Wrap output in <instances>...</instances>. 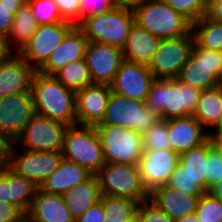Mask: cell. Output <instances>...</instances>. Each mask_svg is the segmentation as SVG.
<instances>
[{
    "label": "cell",
    "mask_w": 222,
    "mask_h": 222,
    "mask_svg": "<svg viewBox=\"0 0 222 222\" xmlns=\"http://www.w3.org/2000/svg\"><path fill=\"white\" fill-rule=\"evenodd\" d=\"M154 80L155 77L147 65L124 60L110 88L118 95L145 102Z\"/></svg>",
    "instance_id": "cell-17"
},
{
    "label": "cell",
    "mask_w": 222,
    "mask_h": 222,
    "mask_svg": "<svg viewBox=\"0 0 222 222\" xmlns=\"http://www.w3.org/2000/svg\"><path fill=\"white\" fill-rule=\"evenodd\" d=\"M206 16L212 21L222 24V0H209Z\"/></svg>",
    "instance_id": "cell-46"
},
{
    "label": "cell",
    "mask_w": 222,
    "mask_h": 222,
    "mask_svg": "<svg viewBox=\"0 0 222 222\" xmlns=\"http://www.w3.org/2000/svg\"><path fill=\"white\" fill-rule=\"evenodd\" d=\"M35 72L19 53L7 52L0 58V98L14 93L31 92Z\"/></svg>",
    "instance_id": "cell-18"
},
{
    "label": "cell",
    "mask_w": 222,
    "mask_h": 222,
    "mask_svg": "<svg viewBox=\"0 0 222 222\" xmlns=\"http://www.w3.org/2000/svg\"><path fill=\"white\" fill-rule=\"evenodd\" d=\"M37 189L33 181L15 174L6 165L0 167V203L18 206L26 213Z\"/></svg>",
    "instance_id": "cell-23"
},
{
    "label": "cell",
    "mask_w": 222,
    "mask_h": 222,
    "mask_svg": "<svg viewBox=\"0 0 222 222\" xmlns=\"http://www.w3.org/2000/svg\"><path fill=\"white\" fill-rule=\"evenodd\" d=\"M26 214L34 222H75L62 195L38 187Z\"/></svg>",
    "instance_id": "cell-24"
},
{
    "label": "cell",
    "mask_w": 222,
    "mask_h": 222,
    "mask_svg": "<svg viewBox=\"0 0 222 222\" xmlns=\"http://www.w3.org/2000/svg\"><path fill=\"white\" fill-rule=\"evenodd\" d=\"M68 125L34 113L14 144L27 151H59L63 149Z\"/></svg>",
    "instance_id": "cell-11"
},
{
    "label": "cell",
    "mask_w": 222,
    "mask_h": 222,
    "mask_svg": "<svg viewBox=\"0 0 222 222\" xmlns=\"http://www.w3.org/2000/svg\"><path fill=\"white\" fill-rule=\"evenodd\" d=\"M7 53L5 48L4 40L0 37V58H2Z\"/></svg>",
    "instance_id": "cell-53"
},
{
    "label": "cell",
    "mask_w": 222,
    "mask_h": 222,
    "mask_svg": "<svg viewBox=\"0 0 222 222\" xmlns=\"http://www.w3.org/2000/svg\"><path fill=\"white\" fill-rule=\"evenodd\" d=\"M9 145L10 143L0 134V167L7 164Z\"/></svg>",
    "instance_id": "cell-47"
},
{
    "label": "cell",
    "mask_w": 222,
    "mask_h": 222,
    "mask_svg": "<svg viewBox=\"0 0 222 222\" xmlns=\"http://www.w3.org/2000/svg\"><path fill=\"white\" fill-rule=\"evenodd\" d=\"M105 222H130L136 217L139 202L125 197L102 195Z\"/></svg>",
    "instance_id": "cell-31"
},
{
    "label": "cell",
    "mask_w": 222,
    "mask_h": 222,
    "mask_svg": "<svg viewBox=\"0 0 222 222\" xmlns=\"http://www.w3.org/2000/svg\"><path fill=\"white\" fill-rule=\"evenodd\" d=\"M213 148L222 156V134H208Z\"/></svg>",
    "instance_id": "cell-49"
},
{
    "label": "cell",
    "mask_w": 222,
    "mask_h": 222,
    "mask_svg": "<svg viewBox=\"0 0 222 222\" xmlns=\"http://www.w3.org/2000/svg\"><path fill=\"white\" fill-rule=\"evenodd\" d=\"M87 43L88 39L75 25L37 71L44 75H54L68 63L84 59Z\"/></svg>",
    "instance_id": "cell-20"
},
{
    "label": "cell",
    "mask_w": 222,
    "mask_h": 222,
    "mask_svg": "<svg viewBox=\"0 0 222 222\" xmlns=\"http://www.w3.org/2000/svg\"><path fill=\"white\" fill-rule=\"evenodd\" d=\"M105 163L138 165L143 153L142 134L114 125H95Z\"/></svg>",
    "instance_id": "cell-8"
},
{
    "label": "cell",
    "mask_w": 222,
    "mask_h": 222,
    "mask_svg": "<svg viewBox=\"0 0 222 222\" xmlns=\"http://www.w3.org/2000/svg\"><path fill=\"white\" fill-rule=\"evenodd\" d=\"M130 222H140L139 218L136 216L135 218H133Z\"/></svg>",
    "instance_id": "cell-56"
},
{
    "label": "cell",
    "mask_w": 222,
    "mask_h": 222,
    "mask_svg": "<svg viewBox=\"0 0 222 222\" xmlns=\"http://www.w3.org/2000/svg\"><path fill=\"white\" fill-rule=\"evenodd\" d=\"M191 23L207 14L209 0H163Z\"/></svg>",
    "instance_id": "cell-37"
},
{
    "label": "cell",
    "mask_w": 222,
    "mask_h": 222,
    "mask_svg": "<svg viewBox=\"0 0 222 222\" xmlns=\"http://www.w3.org/2000/svg\"><path fill=\"white\" fill-rule=\"evenodd\" d=\"M212 129H215V131ZM211 131H213V133ZM208 134H222V113L219 116L217 123L211 128V130H208Z\"/></svg>",
    "instance_id": "cell-51"
},
{
    "label": "cell",
    "mask_w": 222,
    "mask_h": 222,
    "mask_svg": "<svg viewBox=\"0 0 222 222\" xmlns=\"http://www.w3.org/2000/svg\"><path fill=\"white\" fill-rule=\"evenodd\" d=\"M222 51L199 47L196 43L177 79L199 90L221 84Z\"/></svg>",
    "instance_id": "cell-9"
},
{
    "label": "cell",
    "mask_w": 222,
    "mask_h": 222,
    "mask_svg": "<svg viewBox=\"0 0 222 222\" xmlns=\"http://www.w3.org/2000/svg\"><path fill=\"white\" fill-rule=\"evenodd\" d=\"M208 139L195 148L180 154L179 165L206 191V161Z\"/></svg>",
    "instance_id": "cell-30"
},
{
    "label": "cell",
    "mask_w": 222,
    "mask_h": 222,
    "mask_svg": "<svg viewBox=\"0 0 222 222\" xmlns=\"http://www.w3.org/2000/svg\"><path fill=\"white\" fill-rule=\"evenodd\" d=\"M95 175L102 195L130 198L139 203L149 199L138 165L105 163Z\"/></svg>",
    "instance_id": "cell-6"
},
{
    "label": "cell",
    "mask_w": 222,
    "mask_h": 222,
    "mask_svg": "<svg viewBox=\"0 0 222 222\" xmlns=\"http://www.w3.org/2000/svg\"><path fill=\"white\" fill-rule=\"evenodd\" d=\"M84 59L89 68L92 84L110 86L124 61V55L121 48L88 41Z\"/></svg>",
    "instance_id": "cell-15"
},
{
    "label": "cell",
    "mask_w": 222,
    "mask_h": 222,
    "mask_svg": "<svg viewBox=\"0 0 222 222\" xmlns=\"http://www.w3.org/2000/svg\"><path fill=\"white\" fill-rule=\"evenodd\" d=\"M23 214H25V212L18 206L0 203V222H14Z\"/></svg>",
    "instance_id": "cell-45"
},
{
    "label": "cell",
    "mask_w": 222,
    "mask_h": 222,
    "mask_svg": "<svg viewBox=\"0 0 222 222\" xmlns=\"http://www.w3.org/2000/svg\"><path fill=\"white\" fill-rule=\"evenodd\" d=\"M101 190L96 175L66 191L62 197L72 218L76 221L91 206L101 201Z\"/></svg>",
    "instance_id": "cell-25"
},
{
    "label": "cell",
    "mask_w": 222,
    "mask_h": 222,
    "mask_svg": "<svg viewBox=\"0 0 222 222\" xmlns=\"http://www.w3.org/2000/svg\"><path fill=\"white\" fill-rule=\"evenodd\" d=\"M116 0H80V23L87 17L115 8Z\"/></svg>",
    "instance_id": "cell-41"
},
{
    "label": "cell",
    "mask_w": 222,
    "mask_h": 222,
    "mask_svg": "<svg viewBox=\"0 0 222 222\" xmlns=\"http://www.w3.org/2000/svg\"><path fill=\"white\" fill-rule=\"evenodd\" d=\"M75 222H105V212L102 201L91 206Z\"/></svg>",
    "instance_id": "cell-43"
},
{
    "label": "cell",
    "mask_w": 222,
    "mask_h": 222,
    "mask_svg": "<svg viewBox=\"0 0 222 222\" xmlns=\"http://www.w3.org/2000/svg\"><path fill=\"white\" fill-rule=\"evenodd\" d=\"M161 39L153 36L145 29L134 23L130 29L124 46V60L148 65L155 54Z\"/></svg>",
    "instance_id": "cell-27"
},
{
    "label": "cell",
    "mask_w": 222,
    "mask_h": 222,
    "mask_svg": "<svg viewBox=\"0 0 222 222\" xmlns=\"http://www.w3.org/2000/svg\"><path fill=\"white\" fill-rule=\"evenodd\" d=\"M34 114L31 92L0 98V134L14 143Z\"/></svg>",
    "instance_id": "cell-14"
},
{
    "label": "cell",
    "mask_w": 222,
    "mask_h": 222,
    "mask_svg": "<svg viewBox=\"0 0 222 222\" xmlns=\"http://www.w3.org/2000/svg\"><path fill=\"white\" fill-rule=\"evenodd\" d=\"M64 87L79 91L85 86L92 85L88 65L85 59L70 62L53 75Z\"/></svg>",
    "instance_id": "cell-33"
},
{
    "label": "cell",
    "mask_w": 222,
    "mask_h": 222,
    "mask_svg": "<svg viewBox=\"0 0 222 222\" xmlns=\"http://www.w3.org/2000/svg\"><path fill=\"white\" fill-rule=\"evenodd\" d=\"M32 14L39 25H47L65 21L54 0H27Z\"/></svg>",
    "instance_id": "cell-35"
},
{
    "label": "cell",
    "mask_w": 222,
    "mask_h": 222,
    "mask_svg": "<svg viewBox=\"0 0 222 222\" xmlns=\"http://www.w3.org/2000/svg\"><path fill=\"white\" fill-rule=\"evenodd\" d=\"M209 192L216 198L222 200V179L217 182L213 187H211Z\"/></svg>",
    "instance_id": "cell-50"
},
{
    "label": "cell",
    "mask_w": 222,
    "mask_h": 222,
    "mask_svg": "<svg viewBox=\"0 0 222 222\" xmlns=\"http://www.w3.org/2000/svg\"><path fill=\"white\" fill-rule=\"evenodd\" d=\"M34 113L66 125L77 124L76 92L64 87L53 75L36 71L31 83Z\"/></svg>",
    "instance_id": "cell-1"
},
{
    "label": "cell",
    "mask_w": 222,
    "mask_h": 222,
    "mask_svg": "<svg viewBox=\"0 0 222 222\" xmlns=\"http://www.w3.org/2000/svg\"><path fill=\"white\" fill-rule=\"evenodd\" d=\"M91 175L84 167L63 158L58 168L47 177L40 188L50 193L63 195Z\"/></svg>",
    "instance_id": "cell-26"
},
{
    "label": "cell",
    "mask_w": 222,
    "mask_h": 222,
    "mask_svg": "<svg viewBox=\"0 0 222 222\" xmlns=\"http://www.w3.org/2000/svg\"><path fill=\"white\" fill-rule=\"evenodd\" d=\"M136 216L140 222H174L149 199L139 203Z\"/></svg>",
    "instance_id": "cell-40"
},
{
    "label": "cell",
    "mask_w": 222,
    "mask_h": 222,
    "mask_svg": "<svg viewBox=\"0 0 222 222\" xmlns=\"http://www.w3.org/2000/svg\"><path fill=\"white\" fill-rule=\"evenodd\" d=\"M189 194H204L206 191L178 165L166 184Z\"/></svg>",
    "instance_id": "cell-39"
},
{
    "label": "cell",
    "mask_w": 222,
    "mask_h": 222,
    "mask_svg": "<svg viewBox=\"0 0 222 222\" xmlns=\"http://www.w3.org/2000/svg\"><path fill=\"white\" fill-rule=\"evenodd\" d=\"M171 149L181 154L200 146L208 139V131L192 115L165 120Z\"/></svg>",
    "instance_id": "cell-22"
},
{
    "label": "cell",
    "mask_w": 222,
    "mask_h": 222,
    "mask_svg": "<svg viewBox=\"0 0 222 222\" xmlns=\"http://www.w3.org/2000/svg\"><path fill=\"white\" fill-rule=\"evenodd\" d=\"M222 179V156L213 148L208 138V154L206 161V192H209Z\"/></svg>",
    "instance_id": "cell-38"
},
{
    "label": "cell",
    "mask_w": 222,
    "mask_h": 222,
    "mask_svg": "<svg viewBox=\"0 0 222 222\" xmlns=\"http://www.w3.org/2000/svg\"><path fill=\"white\" fill-rule=\"evenodd\" d=\"M134 23L135 16L132 6L118 4L109 11L85 18L78 27L88 41L123 49Z\"/></svg>",
    "instance_id": "cell-4"
},
{
    "label": "cell",
    "mask_w": 222,
    "mask_h": 222,
    "mask_svg": "<svg viewBox=\"0 0 222 222\" xmlns=\"http://www.w3.org/2000/svg\"><path fill=\"white\" fill-rule=\"evenodd\" d=\"M201 90L177 78L155 79L145 99V105L162 120L188 117L194 113Z\"/></svg>",
    "instance_id": "cell-2"
},
{
    "label": "cell",
    "mask_w": 222,
    "mask_h": 222,
    "mask_svg": "<svg viewBox=\"0 0 222 222\" xmlns=\"http://www.w3.org/2000/svg\"><path fill=\"white\" fill-rule=\"evenodd\" d=\"M195 214L200 222H221L222 200L216 198L210 192H205L198 200Z\"/></svg>",
    "instance_id": "cell-36"
},
{
    "label": "cell",
    "mask_w": 222,
    "mask_h": 222,
    "mask_svg": "<svg viewBox=\"0 0 222 222\" xmlns=\"http://www.w3.org/2000/svg\"><path fill=\"white\" fill-rule=\"evenodd\" d=\"M174 222H200L198 219V216L195 213L186 215L185 217H182Z\"/></svg>",
    "instance_id": "cell-52"
},
{
    "label": "cell",
    "mask_w": 222,
    "mask_h": 222,
    "mask_svg": "<svg viewBox=\"0 0 222 222\" xmlns=\"http://www.w3.org/2000/svg\"><path fill=\"white\" fill-rule=\"evenodd\" d=\"M160 120L145 102L111 92L103 120L97 125H114L143 134Z\"/></svg>",
    "instance_id": "cell-7"
},
{
    "label": "cell",
    "mask_w": 222,
    "mask_h": 222,
    "mask_svg": "<svg viewBox=\"0 0 222 222\" xmlns=\"http://www.w3.org/2000/svg\"><path fill=\"white\" fill-rule=\"evenodd\" d=\"M108 85L92 84L76 92L77 124L97 125L105 115L111 95Z\"/></svg>",
    "instance_id": "cell-19"
},
{
    "label": "cell",
    "mask_w": 222,
    "mask_h": 222,
    "mask_svg": "<svg viewBox=\"0 0 222 222\" xmlns=\"http://www.w3.org/2000/svg\"><path fill=\"white\" fill-rule=\"evenodd\" d=\"M64 20L80 24V0H54Z\"/></svg>",
    "instance_id": "cell-42"
},
{
    "label": "cell",
    "mask_w": 222,
    "mask_h": 222,
    "mask_svg": "<svg viewBox=\"0 0 222 222\" xmlns=\"http://www.w3.org/2000/svg\"><path fill=\"white\" fill-rule=\"evenodd\" d=\"M38 26L29 3L26 2L15 13L11 30L4 40L7 52L19 53L31 39Z\"/></svg>",
    "instance_id": "cell-28"
},
{
    "label": "cell",
    "mask_w": 222,
    "mask_h": 222,
    "mask_svg": "<svg viewBox=\"0 0 222 222\" xmlns=\"http://www.w3.org/2000/svg\"><path fill=\"white\" fill-rule=\"evenodd\" d=\"M222 113V84L202 90L192 116L208 131Z\"/></svg>",
    "instance_id": "cell-29"
},
{
    "label": "cell",
    "mask_w": 222,
    "mask_h": 222,
    "mask_svg": "<svg viewBox=\"0 0 222 222\" xmlns=\"http://www.w3.org/2000/svg\"><path fill=\"white\" fill-rule=\"evenodd\" d=\"M195 39L192 30L182 37L162 39L147 68L155 79H175L189 59Z\"/></svg>",
    "instance_id": "cell-12"
},
{
    "label": "cell",
    "mask_w": 222,
    "mask_h": 222,
    "mask_svg": "<svg viewBox=\"0 0 222 222\" xmlns=\"http://www.w3.org/2000/svg\"><path fill=\"white\" fill-rule=\"evenodd\" d=\"M143 150H166L171 149L168 134V125L165 120L149 128L142 134Z\"/></svg>",
    "instance_id": "cell-34"
},
{
    "label": "cell",
    "mask_w": 222,
    "mask_h": 222,
    "mask_svg": "<svg viewBox=\"0 0 222 222\" xmlns=\"http://www.w3.org/2000/svg\"><path fill=\"white\" fill-rule=\"evenodd\" d=\"M192 32L199 47L222 51V24L205 15L192 23Z\"/></svg>",
    "instance_id": "cell-32"
},
{
    "label": "cell",
    "mask_w": 222,
    "mask_h": 222,
    "mask_svg": "<svg viewBox=\"0 0 222 222\" xmlns=\"http://www.w3.org/2000/svg\"><path fill=\"white\" fill-rule=\"evenodd\" d=\"M3 6L12 8V13H16L19 8L27 2V0H0Z\"/></svg>",
    "instance_id": "cell-48"
},
{
    "label": "cell",
    "mask_w": 222,
    "mask_h": 222,
    "mask_svg": "<svg viewBox=\"0 0 222 222\" xmlns=\"http://www.w3.org/2000/svg\"><path fill=\"white\" fill-rule=\"evenodd\" d=\"M14 222H34L26 213Z\"/></svg>",
    "instance_id": "cell-54"
},
{
    "label": "cell",
    "mask_w": 222,
    "mask_h": 222,
    "mask_svg": "<svg viewBox=\"0 0 222 222\" xmlns=\"http://www.w3.org/2000/svg\"><path fill=\"white\" fill-rule=\"evenodd\" d=\"M119 4H128L132 5L135 2L141 1V0H116Z\"/></svg>",
    "instance_id": "cell-55"
},
{
    "label": "cell",
    "mask_w": 222,
    "mask_h": 222,
    "mask_svg": "<svg viewBox=\"0 0 222 222\" xmlns=\"http://www.w3.org/2000/svg\"><path fill=\"white\" fill-rule=\"evenodd\" d=\"M14 13L12 8L3 6L0 2V37L5 40L11 30L14 21Z\"/></svg>",
    "instance_id": "cell-44"
},
{
    "label": "cell",
    "mask_w": 222,
    "mask_h": 222,
    "mask_svg": "<svg viewBox=\"0 0 222 222\" xmlns=\"http://www.w3.org/2000/svg\"><path fill=\"white\" fill-rule=\"evenodd\" d=\"M202 194H189L177 188L162 185L149 193V200L164 211L173 221L195 213Z\"/></svg>",
    "instance_id": "cell-21"
},
{
    "label": "cell",
    "mask_w": 222,
    "mask_h": 222,
    "mask_svg": "<svg viewBox=\"0 0 222 222\" xmlns=\"http://www.w3.org/2000/svg\"><path fill=\"white\" fill-rule=\"evenodd\" d=\"M62 156L95 175L105 164L100 137L93 125H69L64 135Z\"/></svg>",
    "instance_id": "cell-5"
},
{
    "label": "cell",
    "mask_w": 222,
    "mask_h": 222,
    "mask_svg": "<svg viewBox=\"0 0 222 222\" xmlns=\"http://www.w3.org/2000/svg\"><path fill=\"white\" fill-rule=\"evenodd\" d=\"M74 26V23L67 20L39 25L31 39L19 52L20 56L37 71Z\"/></svg>",
    "instance_id": "cell-13"
},
{
    "label": "cell",
    "mask_w": 222,
    "mask_h": 222,
    "mask_svg": "<svg viewBox=\"0 0 222 222\" xmlns=\"http://www.w3.org/2000/svg\"><path fill=\"white\" fill-rule=\"evenodd\" d=\"M135 23L159 39L187 35L192 23L163 0H141L133 3Z\"/></svg>",
    "instance_id": "cell-3"
},
{
    "label": "cell",
    "mask_w": 222,
    "mask_h": 222,
    "mask_svg": "<svg viewBox=\"0 0 222 222\" xmlns=\"http://www.w3.org/2000/svg\"><path fill=\"white\" fill-rule=\"evenodd\" d=\"M180 154L172 149L143 150L138 162L142 183L150 193L154 188L166 185L179 165Z\"/></svg>",
    "instance_id": "cell-16"
},
{
    "label": "cell",
    "mask_w": 222,
    "mask_h": 222,
    "mask_svg": "<svg viewBox=\"0 0 222 222\" xmlns=\"http://www.w3.org/2000/svg\"><path fill=\"white\" fill-rule=\"evenodd\" d=\"M10 143L6 166L15 174L33 181L40 187L63 159L59 151H27Z\"/></svg>",
    "instance_id": "cell-10"
}]
</instances>
